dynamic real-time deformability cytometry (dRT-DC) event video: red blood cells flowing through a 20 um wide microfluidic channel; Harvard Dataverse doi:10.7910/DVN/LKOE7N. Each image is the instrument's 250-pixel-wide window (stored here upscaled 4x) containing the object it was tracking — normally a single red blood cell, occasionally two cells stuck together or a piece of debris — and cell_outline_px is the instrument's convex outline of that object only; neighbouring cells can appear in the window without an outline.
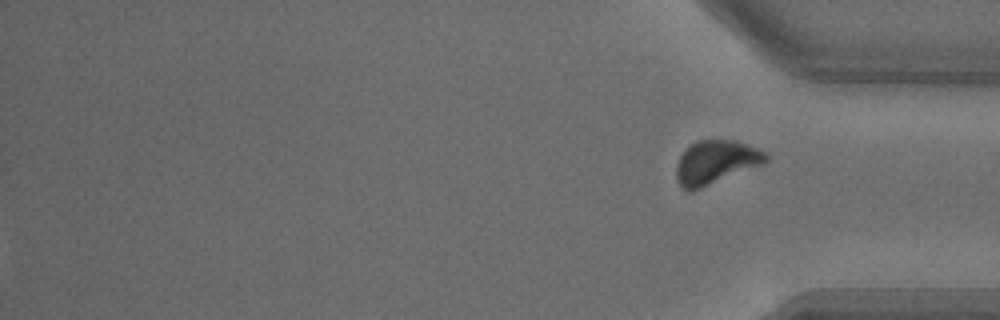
{"species": "common noctule bat (a hibernating species)", "species_latin": "Nyctalus noctula", "temperature_condition": "warm", "stored_images_in_passage": 31, "segment_of_instrument_passage": [2, 2], "camera_frame_rate_fps": 3000, "um_per_image_px": 0.085, "animal": {"sex": "male", "body_mass_g": 18.8}, "frame": {"image": 1, "passage_image": 31, "time_ms": 10.0, "image_size_px": [1000, 320], "cell_outline_px": [[768, 160], [764, 164], [692, 192], [688, 192], [676, 180], [676, 164], [680, 156], [696, 140], [736, 140], [748, 144], [764, 152], [768, 156]], "centroid_in_image_um": [60.84, 13.81], "position_along_channel_um": 374.4, "area_um2": 22.89}}